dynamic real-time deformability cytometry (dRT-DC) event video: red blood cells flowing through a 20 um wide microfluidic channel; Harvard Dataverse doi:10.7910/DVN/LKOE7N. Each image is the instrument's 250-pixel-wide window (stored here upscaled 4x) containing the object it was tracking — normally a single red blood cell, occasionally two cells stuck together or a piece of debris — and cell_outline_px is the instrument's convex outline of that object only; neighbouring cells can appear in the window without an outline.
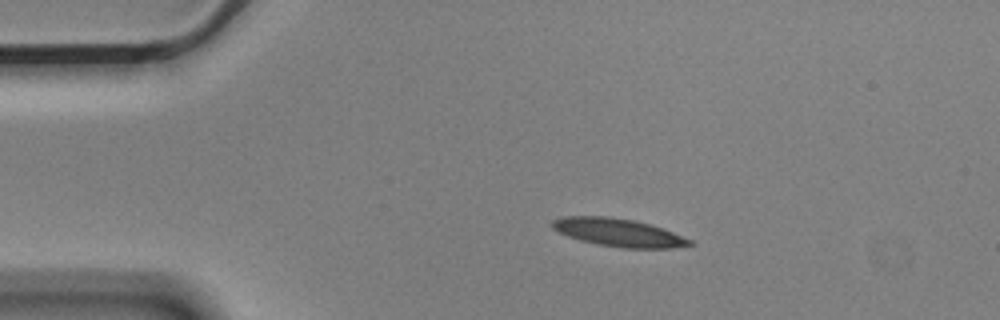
{"species": "Egyptian fruit bat (a non-hibernating species)", "species_latin": "Rousettus aegyptiacus", "temperature_condition": "cold", "stored_images_in_passage": 9, "camera_frame_rate_fps": 3000, "um_per_image_px": 0.085, "animal": {"sex": "male"}, "frame": {"image": 1, "passage_image": 3, "time_ms": 0.667, "image_size_px": [1000, 320], "cell_outline_px": [[696, 244], [672, 248], [624, 248], [600, 244], [580, 240], [568, 236], [552, 228], [552, 220], [564, 216], [604, 216], [632, 220], [648, 224], [672, 232], [692, 240]], "centroid_in_image_um": [52.57, 19.76], "position_along_channel_um": 32.4, "area_um2": 22.02}}
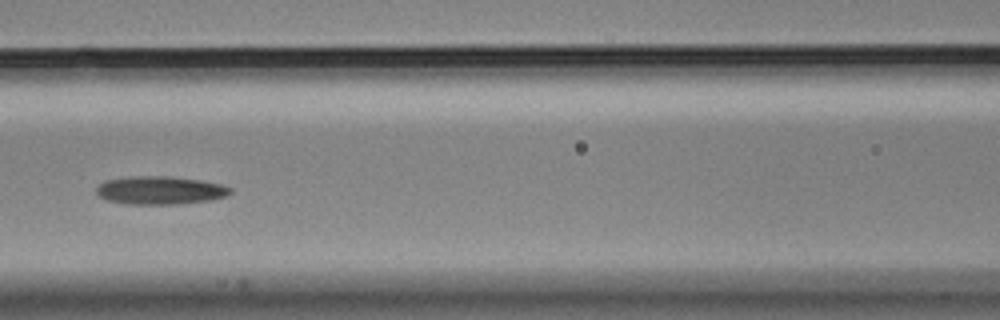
{"frame": {"image": 2, "passage_image": 7, "time_ms": 2.0, "image_size_px": [1000, 320], "cell_outline_px": [[232, 192], [224, 196], [212, 200], [180, 204], [128, 204], [108, 200], [100, 196], [96, 192], [96, 188], [104, 180], [132, 176], [168, 176], [200, 180], [220, 184], [232, 188]], "centroid_in_image_um": [13.61, 16.17], "position_along_channel_um": 153.0, "area_um2": 21.96}}
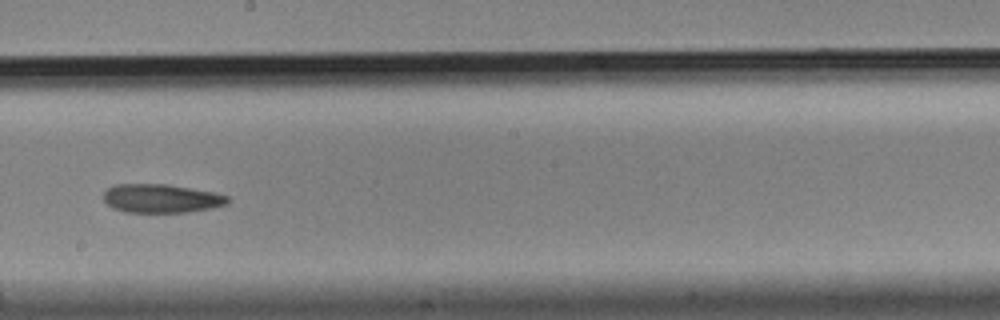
{"frame": {"image": 3, "passage_image": 9, "time_ms": 2.667, "image_size_px": [1000, 320], "cell_outline_px": [[228, 204], [212, 208], [188, 212], [124, 212], [112, 208], [104, 200], [104, 192], [108, 188], [116, 184], [168, 184], [216, 192], [228, 196]], "centroid_in_image_um": [13.72, 16.86], "position_along_channel_um": 234.5, "area_um2": 20.87}}